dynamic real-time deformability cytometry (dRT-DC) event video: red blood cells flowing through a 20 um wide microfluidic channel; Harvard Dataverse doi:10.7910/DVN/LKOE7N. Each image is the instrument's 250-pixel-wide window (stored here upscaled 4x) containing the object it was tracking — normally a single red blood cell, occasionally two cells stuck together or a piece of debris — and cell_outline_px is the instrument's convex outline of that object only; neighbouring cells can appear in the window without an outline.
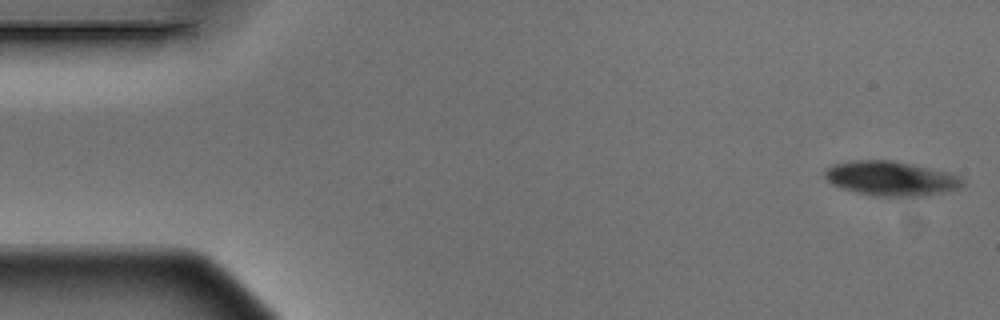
{"species": "Egyptian fruit bat (a non-hibernating species)", "species_latin": "Rousettus aegyptiacus", "temperature_condition": "warm", "stored_images_in_passage": 6, "camera_frame_rate_fps": 3000, "um_per_image_px": 0.085, "animal": {"sex": "male"}, "frame": {"image": 1, "passage_image": 1, "time_ms": 0.0, "image_size_px": [1000, 320], "cell_outline_px": [[964, 184], [960, 188], [944, 192], [924, 196], [876, 196], [856, 192], [840, 188], [832, 184], [824, 176], [824, 172], [832, 164], [856, 160], [892, 160], [948, 172], [960, 176], [964, 180]], "centroid_in_image_um": [75.74, 15.17], "position_along_channel_um": 9.3, "area_um2": 27.69}}
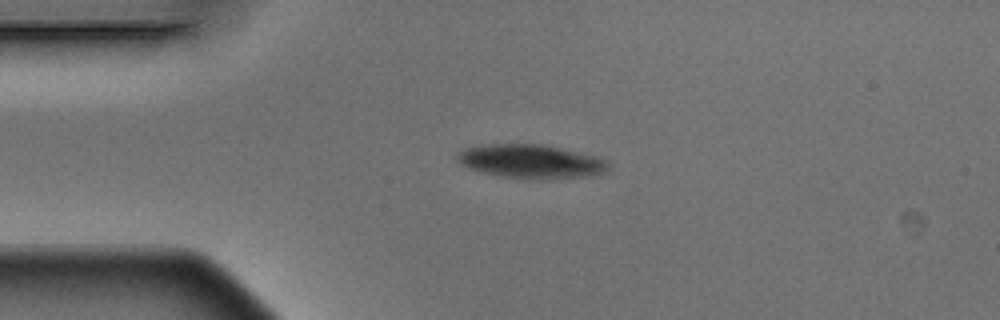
{"frame": {"image": 2, "passage_image": 4, "time_ms": 1.0, "image_size_px": [1000, 320], "cell_outline_px": [[608, 172], [588, 176], [548, 180], [528, 180], [500, 176], [480, 172], [468, 168], [460, 164], [456, 160], [456, 156], [464, 148], [488, 144], [544, 144], [596, 156], [608, 160]], "centroid_in_image_um": [45.14, 13.74], "position_along_channel_um": 39.9, "area_um2": 30.35}}
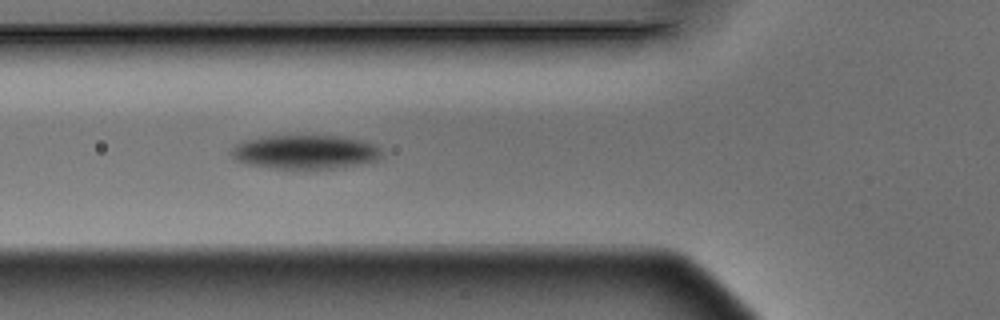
{"frame": {"image": 3, "passage_image": 6, "time_ms": 1.667, "image_size_px": [1000, 320], "cell_outline_px": [[380, 160], [372, 164], [332, 168], [272, 168], [248, 164], [236, 160], [232, 156], [232, 148], [236, 144], [244, 140], [260, 136], [336, 136], [364, 140], [376, 144], [380, 148]], "centroid_in_image_um": [26.01, 12.92], "position_along_channel_um": 99.8, "area_um2": 30.06}}